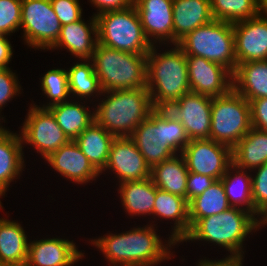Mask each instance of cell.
I'll use <instances>...</instances> for the list:
<instances>
[{"label":"cell","instance_id":"cell-1","mask_svg":"<svg viewBox=\"0 0 267 266\" xmlns=\"http://www.w3.org/2000/svg\"><path fill=\"white\" fill-rule=\"evenodd\" d=\"M155 226L150 223L123 233L110 232L90 243L103 253L109 266H156L173 257L170 249L177 244L170 237L163 241Z\"/></svg>","mask_w":267,"mask_h":266},{"label":"cell","instance_id":"cell-4","mask_svg":"<svg viewBox=\"0 0 267 266\" xmlns=\"http://www.w3.org/2000/svg\"><path fill=\"white\" fill-rule=\"evenodd\" d=\"M101 96L105 98L94 106L95 121L114 137H131L154 110L147 88L105 91Z\"/></svg>","mask_w":267,"mask_h":266},{"label":"cell","instance_id":"cell-30","mask_svg":"<svg viewBox=\"0 0 267 266\" xmlns=\"http://www.w3.org/2000/svg\"><path fill=\"white\" fill-rule=\"evenodd\" d=\"M232 171V172H231ZM252 171L237 167L232 163L220 179L231 207L244 209L254 214L252 198Z\"/></svg>","mask_w":267,"mask_h":266},{"label":"cell","instance_id":"cell-33","mask_svg":"<svg viewBox=\"0 0 267 266\" xmlns=\"http://www.w3.org/2000/svg\"><path fill=\"white\" fill-rule=\"evenodd\" d=\"M188 204L190 227L199 219L217 215L231 207L220 179L216 180L208 189L193 198Z\"/></svg>","mask_w":267,"mask_h":266},{"label":"cell","instance_id":"cell-19","mask_svg":"<svg viewBox=\"0 0 267 266\" xmlns=\"http://www.w3.org/2000/svg\"><path fill=\"white\" fill-rule=\"evenodd\" d=\"M73 240L47 238L29 240L28 260L34 266H73L84 257Z\"/></svg>","mask_w":267,"mask_h":266},{"label":"cell","instance_id":"cell-34","mask_svg":"<svg viewBox=\"0 0 267 266\" xmlns=\"http://www.w3.org/2000/svg\"><path fill=\"white\" fill-rule=\"evenodd\" d=\"M213 19L238 22L258 16L260 0H210Z\"/></svg>","mask_w":267,"mask_h":266},{"label":"cell","instance_id":"cell-27","mask_svg":"<svg viewBox=\"0 0 267 266\" xmlns=\"http://www.w3.org/2000/svg\"><path fill=\"white\" fill-rule=\"evenodd\" d=\"M114 138L111 133L94 121L74 141L92 166L101 174L107 165Z\"/></svg>","mask_w":267,"mask_h":266},{"label":"cell","instance_id":"cell-15","mask_svg":"<svg viewBox=\"0 0 267 266\" xmlns=\"http://www.w3.org/2000/svg\"><path fill=\"white\" fill-rule=\"evenodd\" d=\"M112 170L119 183L150 178V166L145 162L131 137H115L104 172Z\"/></svg>","mask_w":267,"mask_h":266},{"label":"cell","instance_id":"cell-46","mask_svg":"<svg viewBox=\"0 0 267 266\" xmlns=\"http://www.w3.org/2000/svg\"><path fill=\"white\" fill-rule=\"evenodd\" d=\"M260 11L267 15V0H260Z\"/></svg>","mask_w":267,"mask_h":266},{"label":"cell","instance_id":"cell-25","mask_svg":"<svg viewBox=\"0 0 267 266\" xmlns=\"http://www.w3.org/2000/svg\"><path fill=\"white\" fill-rule=\"evenodd\" d=\"M188 174L185 158L182 154H176L172 158L153 165L150 178L159 189L187 200Z\"/></svg>","mask_w":267,"mask_h":266},{"label":"cell","instance_id":"cell-38","mask_svg":"<svg viewBox=\"0 0 267 266\" xmlns=\"http://www.w3.org/2000/svg\"><path fill=\"white\" fill-rule=\"evenodd\" d=\"M16 75L10 68L0 69V113L2 107L23 90Z\"/></svg>","mask_w":267,"mask_h":266},{"label":"cell","instance_id":"cell-11","mask_svg":"<svg viewBox=\"0 0 267 266\" xmlns=\"http://www.w3.org/2000/svg\"><path fill=\"white\" fill-rule=\"evenodd\" d=\"M28 111L20 131L23 145L29 144L45 159L70 141L48 108L33 103Z\"/></svg>","mask_w":267,"mask_h":266},{"label":"cell","instance_id":"cell-32","mask_svg":"<svg viewBox=\"0 0 267 266\" xmlns=\"http://www.w3.org/2000/svg\"><path fill=\"white\" fill-rule=\"evenodd\" d=\"M78 61L67 69L70 98L73 97L72 100H76L77 97L80 101L87 100L90 97L95 98V96L100 98L103 91L94 71L92 60L78 59Z\"/></svg>","mask_w":267,"mask_h":266},{"label":"cell","instance_id":"cell-9","mask_svg":"<svg viewBox=\"0 0 267 266\" xmlns=\"http://www.w3.org/2000/svg\"><path fill=\"white\" fill-rule=\"evenodd\" d=\"M251 128L250 103L233 88L212 97L211 140L233 148Z\"/></svg>","mask_w":267,"mask_h":266},{"label":"cell","instance_id":"cell-26","mask_svg":"<svg viewBox=\"0 0 267 266\" xmlns=\"http://www.w3.org/2000/svg\"><path fill=\"white\" fill-rule=\"evenodd\" d=\"M118 187L122 206L128 215H153L157 187L151 178L119 183Z\"/></svg>","mask_w":267,"mask_h":266},{"label":"cell","instance_id":"cell-47","mask_svg":"<svg viewBox=\"0 0 267 266\" xmlns=\"http://www.w3.org/2000/svg\"><path fill=\"white\" fill-rule=\"evenodd\" d=\"M2 116H0V134L4 131V130H6V128L5 127H3L2 126V124H1V119L3 120L4 119V117H2Z\"/></svg>","mask_w":267,"mask_h":266},{"label":"cell","instance_id":"cell-37","mask_svg":"<svg viewBox=\"0 0 267 266\" xmlns=\"http://www.w3.org/2000/svg\"><path fill=\"white\" fill-rule=\"evenodd\" d=\"M22 0H0V33L10 36L20 30Z\"/></svg>","mask_w":267,"mask_h":266},{"label":"cell","instance_id":"cell-36","mask_svg":"<svg viewBox=\"0 0 267 266\" xmlns=\"http://www.w3.org/2000/svg\"><path fill=\"white\" fill-rule=\"evenodd\" d=\"M253 170H256L252 176L254 215L264 223L267 219V162Z\"/></svg>","mask_w":267,"mask_h":266},{"label":"cell","instance_id":"cell-43","mask_svg":"<svg viewBox=\"0 0 267 266\" xmlns=\"http://www.w3.org/2000/svg\"><path fill=\"white\" fill-rule=\"evenodd\" d=\"M243 258V255H229L228 253L227 257L220 260H209V258H204V260L200 259L196 264H198L197 266H243Z\"/></svg>","mask_w":267,"mask_h":266},{"label":"cell","instance_id":"cell-21","mask_svg":"<svg viewBox=\"0 0 267 266\" xmlns=\"http://www.w3.org/2000/svg\"><path fill=\"white\" fill-rule=\"evenodd\" d=\"M212 20L210 0H173V44Z\"/></svg>","mask_w":267,"mask_h":266},{"label":"cell","instance_id":"cell-13","mask_svg":"<svg viewBox=\"0 0 267 266\" xmlns=\"http://www.w3.org/2000/svg\"><path fill=\"white\" fill-rule=\"evenodd\" d=\"M212 97L188 92L167 110L184 126L189 140L210 139Z\"/></svg>","mask_w":267,"mask_h":266},{"label":"cell","instance_id":"cell-24","mask_svg":"<svg viewBox=\"0 0 267 266\" xmlns=\"http://www.w3.org/2000/svg\"><path fill=\"white\" fill-rule=\"evenodd\" d=\"M233 75V89L247 101L267 98V60L239 63Z\"/></svg>","mask_w":267,"mask_h":266},{"label":"cell","instance_id":"cell-3","mask_svg":"<svg viewBox=\"0 0 267 266\" xmlns=\"http://www.w3.org/2000/svg\"><path fill=\"white\" fill-rule=\"evenodd\" d=\"M262 227L263 223L253 213L230 207L217 215L197 220L181 242L206 241L208 244H218L230 255H243L247 235Z\"/></svg>","mask_w":267,"mask_h":266},{"label":"cell","instance_id":"cell-44","mask_svg":"<svg viewBox=\"0 0 267 266\" xmlns=\"http://www.w3.org/2000/svg\"><path fill=\"white\" fill-rule=\"evenodd\" d=\"M6 35L0 37V69L9 68L8 65L13 56V47Z\"/></svg>","mask_w":267,"mask_h":266},{"label":"cell","instance_id":"cell-40","mask_svg":"<svg viewBox=\"0 0 267 266\" xmlns=\"http://www.w3.org/2000/svg\"><path fill=\"white\" fill-rule=\"evenodd\" d=\"M216 180L210 176L189 172L187 177V201L201 195Z\"/></svg>","mask_w":267,"mask_h":266},{"label":"cell","instance_id":"cell-22","mask_svg":"<svg viewBox=\"0 0 267 266\" xmlns=\"http://www.w3.org/2000/svg\"><path fill=\"white\" fill-rule=\"evenodd\" d=\"M152 218H162L173 220L172 233L169 236L176 244H180L182 239L190 230L189 204L186 198L174 195L157 187L155 204ZM157 216V217H156Z\"/></svg>","mask_w":267,"mask_h":266},{"label":"cell","instance_id":"cell-41","mask_svg":"<svg viewBox=\"0 0 267 266\" xmlns=\"http://www.w3.org/2000/svg\"><path fill=\"white\" fill-rule=\"evenodd\" d=\"M251 126L267 132V98H258L250 102Z\"/></svg>","mask_w":267,"mask_h":266},{"label":"cell","instance_id":"cell-23","mask_svg":"<svg viewBox=\"0 0 267 266\" xmlns=\"http://www.w3.org/2000/svg\"><path fill=\"white\" fill-rule=\"evenodd\" d=\"M20 134L4 130L0 134V194L5 196L10 183L20 178L25 168Z\"/></svg>","mask_w":267,"mask_h":266},{"label":"cell","instance_id":"cell-6","mask_svg":"<svg viewBox=\"0 0 267 266\" xmlns=\"http://www.w3.org/2000/svg\"><path fill=\"white\" fill-rule=\"evenodd\" d=\"M103 92L146 88L147 55L97 44L91 58Z\"/></svg>","mask_w":267,"mask_h":266},{"label":"cell","instance_id":"cell-28","mask_svg":"<svg viewBox=\"0 0 267 266\" xmlns=\"http://www.w3.org/2000/svg\"><path fill=\"white\" fill-rule=\"evenodd\" d=\"M83 102L72 101L71 99V101L58 103L48 108L59 127L70 140H75L82 131L95 121L94 109L91 111L86 104L87 101L83 100Z\"/></svg>","mask_w":267,"mask_h":266},{"label":"cell","instance_id":"cell-17","mask_svg":"<svg viewBox=\"0 0 267 266\" xmlns=\"http://www.w3.org/2000/svg\"><path fill=\"white\" fill-rule=\"evenodd\" d=\"M133 5L150 43L173 45V0H133Z\"/></svg>","mask_w":267,"mask_h":266},{"label":"cell","instance_id":"cell-5","mask_svg":"<svg viewBox=\"0 0 267 266\" xmlns=\"http://www.w3.org/2000/svg\"><path fill=\"white\" fill-rule=\"evenodd\" d=\"M131 138L150 168L182 154L190 141L184 126L167 109H154L134 130Z\"/></svg>","mask_w":267,"mask_h":266},{"label":"cell","instance_id":"cell-29","mask_svg":"<svg viewBox=\"0 0 267 266\" xmlns=\"http://www.w3.org/2000/svg\"><path fill=\"white\" fill-rule=\"evenodd\" d=\"M233 163L245 170L262 166L267 162V132L255 128L232 148Z\"/></svg>","mask_w":267,"mask_h":266},{"label":"cell","instance_id":"cell-31","mask_svg":"<svg viewBox=\"0 0 267 266\" xmlns=\"http://www.w3.org/2000/svg\"><path fill=\"white\" fill-rule=\"evenodd\" d=\"M18 221L0 218V264L28 259L29 240Z\"/></svg>","mask_w":267,"mask_h":266},{"label":"cell","instance_id":"cell-42","mask_svg":"<svg viewBox=\"0 0 267 266\" xmlns=\"http://www.w3.org/2000/svg\"><path fill=\"white\" fill-rule=\"evenodd\" d=\"M89 2L97 8V13L94 15L108 10H122L133 4V0H89Z\"/></svg>","mask_w":267,"mask_h":266},{"label":"cell","instance_id":"cell-12","mask_svg":"<svg viewBox=\"0 0 267 266\" xmlns=\"http://www.w3.org/2000/svg\"><path fill=\"white\" fill-rule=\"evenodd\" d=\"M189 172L219 180L233 163L232 148L211 139L190 140L182 151Z\"/></svg>","mask_w":267,"mask_h":266},{"label":"cell","instance_id":"cell-7","mask_svg":"<svg viewBox=\"0 0 267 266\" xmlns=\"http://www.w3.org/2000/svg\"><path fill=\"white\" fill-rule=\"evenodd\" d=\"M95 17L99 44L139 55H147L152 48L133 4L122 10L101 12Z\"/></svg>","mask_w":267,"mask_h":266},{"label":"cell","instance_id":"cell-20","mask_svg":"<svg viewBox=\"0 0 267 266\" xmlns=\"http://www.w3.org/2000/svg\"><path fill=\"white\" fill-rule=\"evenodd\" d=\"M88 24L84 19L61 26V32L52 50L67 49L75 58L91 59L98 44L97 22L93 14ZM93 36H92V35Z\"/></svg>","mask_w":267,"mask_h":266},{"label":"cell","instance_id":"cell-8","mask_svg":"<svg viewBox=\"0 0 267 266\" xmlns=\"http://www.w3.org/2000/svg\"><path fill=\"white\" fill-rule=\"evenodd\" d=\"M186 56L218 63L232 74L236 69L233 23L213 19L183 37L177 44Z\"/></svg>","mask_w":267,"mask_h":266},{"label":"cell","instance_id":"cell-14","mask_svg":"<svg viewBox=\"0 0 267 266\" xmlns=\"http://www.w3.org/2000/svg\"><path fill=\"white\" fill-rule=\"evenodd\" d=\"M191 92L217 97L233 88V75L224 66L199 56H186Z\"/></svg>","mask_w":267,"mask_h":266},{"label":"cell","instance_id":"cell-48","mask_svg":"<svg viewBox=\"0 0 267 266\" xmlns=\"http://www.w3.org/2000/svg\"><path fill=\"white\" fill-rule=\"evenodd\" d=\"M2 197V195L0 194V198ZM0 209H3L2 204H1V200H0Z\"/></svg>","mask_w":267,"mask_h":266},{"label":"cell","instance_id":"cell-2","mask_svg":"<svg viewBox=\"0 0 267 266\" xmlns=\"http://www.w3.org/2000/svg\"><path fill=\"white\" fill-rule=\"evenodd\" d=\"M156 47L153 45L147 54L146 88L154 109H167L191 92L186 55L177 44L161 53Z\"/></svg>","mask_w":267,"mask_h":266},{"label":"cell","instance_id":"cell-18","mask_svg":"<svg viewBox=\"0 0 267 266\" xmlns=\"http://www.w3.org/2000/svg\"><path fill=\"white\" fill-rule=\"evenodd\" d=\"M45 160L49 163L48 166H51L61 176L73 183L87 184L101 175L92 166L74 140H70L61 146Z\"/></svg>","mask_w":267,"mask_h":266},{"label":"cell","instance_id":"cell-10","mask_svg":"<svg viewBox=\"0 0 267 266\" xmlns=\"http://www.w3.org/2000/svg\"><path fill=\"white\" fill-rule=\"evenodd\" d=\"M22 28L26 45L38 50H50L61 32L60 21L50 0H22Z\"/></svg>","mask_w":267,"mask_h":266},{"label":"cell","instance_id":"cell-16","mask_svg":"<svg viewBox=\"0 0 267 266\" xmlns=\"http://www.w3.org/2000/svg\"><path fill=\"white\" fill-rule=\"evenodd\" d=\"M236 66L249 61L267 60V15L233 23Z\"/></svg>","mask_w":267,"mask_h":266},{"label":"cell","instance_id":"cell-39","mask_svg":"<svg viewBox=\"0 0 267 266\" xmlns=\"http://www.w3.org/2000/svg\"><path fill=\"white\" fill-rule=\"evenodd\" d=\"M61 26L76 22L82 18L79 0H50Z\"/></svg>","mask_w":267,"mask_h":266},{"label":"cell","instance_id":"cell-45","mask_svg":"<svg viewBox=\"0 0 267 266\" xmlns=\"http://www.w3.org/2000/svg\"><path fill=\"white\" fill-rule=\"evenodd\" d=\"M0 266H34V265L27 259L21 262L0 264Z\"/></svg>","mask_w":267,"mask_h":266},{"label":"cell","instance_id":"cell-35","mask_svg":"<svg viewBox=\"0 0 267 266\" xmlns=\"http://www.w3.org/2000/svg\"><path fill=\"white\" fill-rule=\"evenodd\" d=\"M41 81V89L45 96L48 97L47 104L36 105L39 108H49L52 105L69 101L70 91L68 82L67 70L61 68H54L48 70L43 76ZM69 96V97H68Z\"/></svg>","mask_w":267,"mask_h":266},{"label":"cell","instance_id":"cell-49","mask_svg":"<svg viewBox=\"0 0 267 266\" xmlns=\"http://www.w3.org/2000/svg\"><path fill=\"white\" fill-rule=\"evenodd\" d=\"M263 226H267V219L264 221Z\"/></svg>","mask_w":267,"mask_h":266}]
</instances>
